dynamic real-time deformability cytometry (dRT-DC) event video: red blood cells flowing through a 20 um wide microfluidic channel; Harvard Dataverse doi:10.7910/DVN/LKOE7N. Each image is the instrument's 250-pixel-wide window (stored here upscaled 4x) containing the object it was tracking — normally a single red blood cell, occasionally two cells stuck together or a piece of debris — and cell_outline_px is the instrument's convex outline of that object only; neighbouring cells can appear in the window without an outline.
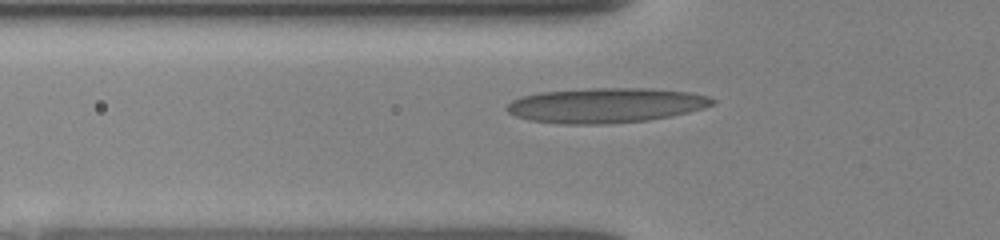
{"species": "human", "species_latin": "Homo sapiens", "temperature_condition": "room temperature", "stored_images_in_passage": 39, "camera_frame_rate_fps": 3000, "um_per_image_px": 0.085, "donor": {"sex": "female"}, "frame": {"image": 1, "passage_image": 8, "time_ms": 2.333, "image_size_px": [1000, 240], "cell_outline_px": [[716, 104], [704, 108], [672, 116], [648, 120], [608, 124], [560, 124], [528, 120], [516, 116], [508, 112], [504, 108], [512, 100], [520, 96], [540, 92], [592, 88], [652, 88], [692, 92], [708, 96], [716, 100]], "centroid_in_image_um": [51.51, 8.95], "position_along_channel_um": 74.3, "area_um2": 42.25}}
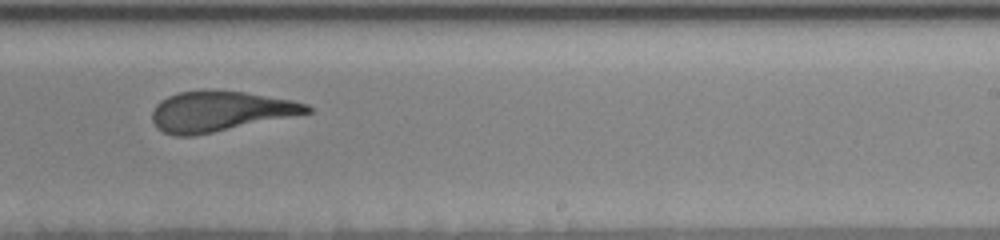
{"frame": {"image": 2, "passage_image": 23, "time_ms": 7.333, "image_size_px": [1000, 240], "cell_outline_px": [[312, 112], [192, 136], [176, 136], [164, 132], [156, 128], [152, 120], [152, 112], [156, 104], [160, 100], [168, 96], [180, 92], [208, 88], [212, 88], [244, 92], [292, 100], [308, 104], [312, 108]], "centroid_in_image_um": [18.66, 9.43], "position_along_channel_um": 270.3, "area_um2": 36.36}}
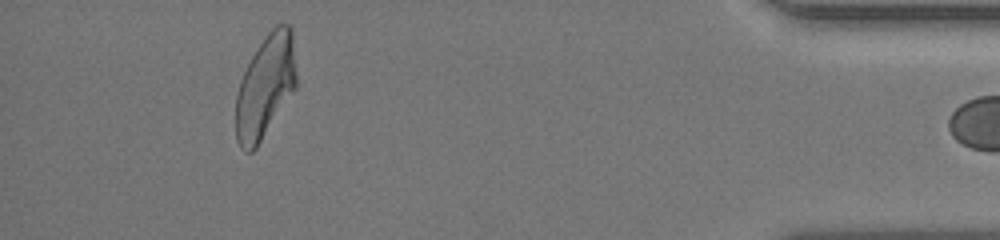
{"frame": {"image": 3, "passage_image": 38, "time_ms": 12.333, "image_size_px": [1000, 240], "cell_outline_px": [[296, 88], [256, 148], [252, 152], [244, 152], [240, 148], [236, 140], [236, 92], [240, 80], [256, 48], [268, 32], [276, 24], [288, 24], [292, 28], [296, 72]], "centroid_in_image_um": [22.55, 7.36], "position_along_channel_um": 412.7, "area_um2": 36.47}}